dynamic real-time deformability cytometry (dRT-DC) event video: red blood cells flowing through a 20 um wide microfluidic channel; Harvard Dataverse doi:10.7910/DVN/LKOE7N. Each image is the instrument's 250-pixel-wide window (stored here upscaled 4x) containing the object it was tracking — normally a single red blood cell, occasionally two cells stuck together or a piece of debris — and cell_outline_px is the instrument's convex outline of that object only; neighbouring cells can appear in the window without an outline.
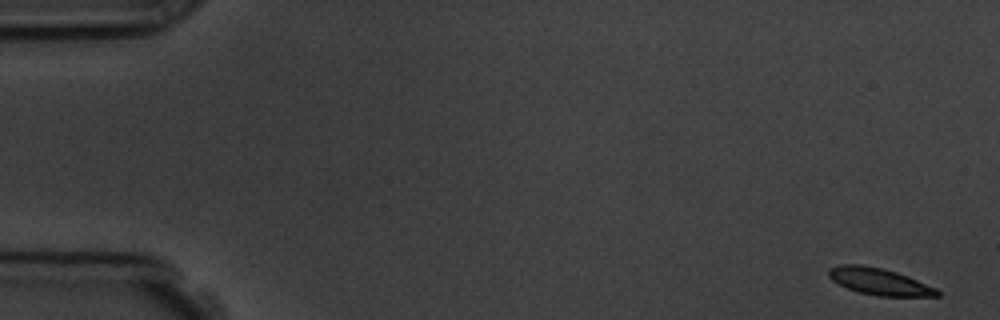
{"species": "common noctule bat (a hibernating species)", "species_latin": "Nyctalus noctula", "temperature_condition": "room temperature", "stored_images_in_passage": 4, "camera_frame_rate_fps": 3000, "um_per_image_px": 0.085, "animal": {"sex": "male", "body_mass_g": 19.5, "forearm_length_mm": 54.6}, "frame": {"image": 1, "passage_image": 1, "time_ms": 0.0, "image_size_px": [1000, 320], "cell_outline_px": [[940, 296], [880, 296], [860, 292], [848, 288], [832, 280], [828, 276], [828, 268], [840, 264], [860, 264], [880, 268], [896, 272], [908, 276], [936, 288], [940, 292]], "centroid_in_image_um": [74.73, 23.92], "position_along_channel_um": 10.3, "area_um2": 16.76}}
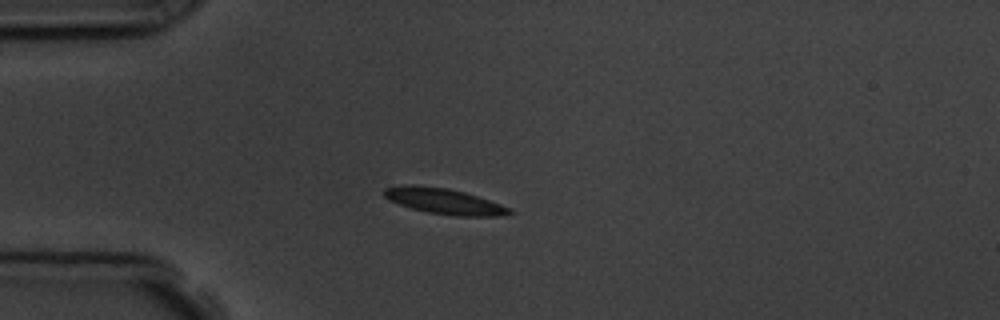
{"frame": {"image": 2, "passage_image": 4, "time_ms": 4.333, "image_size_px": [1000, 320], "cell_outline_px": [[516, 212], [504, 216], [456, 216], [428, 212], [412, 208], [388, 200], [384, 196], [384, 188], [404, 184], [412, 184], [448, 188], [464, 192], [500, 204]], "centroid_in_image_um": [37.74, 17.1], "position_along_channel_um": 47.3, "area_um2": 18.73}}